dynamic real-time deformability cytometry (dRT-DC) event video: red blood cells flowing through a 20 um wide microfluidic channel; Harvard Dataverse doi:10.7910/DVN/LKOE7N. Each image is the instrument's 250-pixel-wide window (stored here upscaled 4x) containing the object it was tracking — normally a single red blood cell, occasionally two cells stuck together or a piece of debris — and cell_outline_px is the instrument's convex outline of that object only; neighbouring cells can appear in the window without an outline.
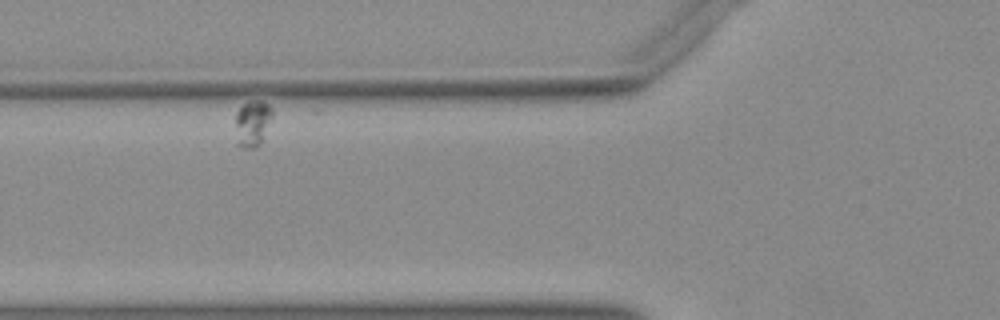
{"species": "Egyptian fruit bat (a non-hibernating species)", "species_latin": "Rousettus aegyptiacus", "temperature_condition": "warm", "stored_images_in_passage": 30, "segment_of_instrument_passage": [1, 2], "camera_frame_rate_fps": 3000, "um_per_image_px": 0.085, "animal": {"sex": "female"}, "frame": {"image": 1, "passage_image": 6, "time_ms": 1.667, "image_size_px": [1000, 320], "cell_outline_px": [[272, 120], [260, 144], [256, 148], [240, 148], [236, 144], [236, 112], [248, 100], [264, 100], [272, 108]], "centroid_in_image_um": [21.47, 10.48], "position_along_channel_um": 104.3, "area_um2": 10.23}}
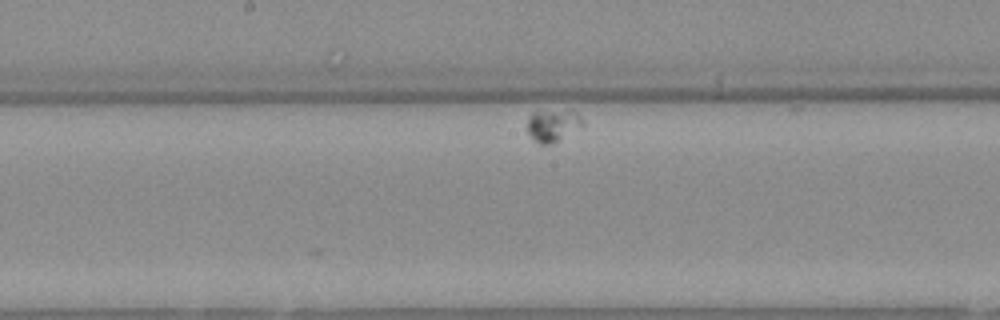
{"frame": {"image": 2, "passage_image": 18, "time_ms": 5.667, "image_size_px": [1000, 320], "cell_outline_px": [[584, 124], [552, 144], [540, 144], [532, 140], [528, 136], [528, 116], [532, 112], [576, 112], [584, 120]], "centroid_in_image_um": [46.94, 10.7], "position_along_channel_um": 201.3, "area_um2": 10.06}}
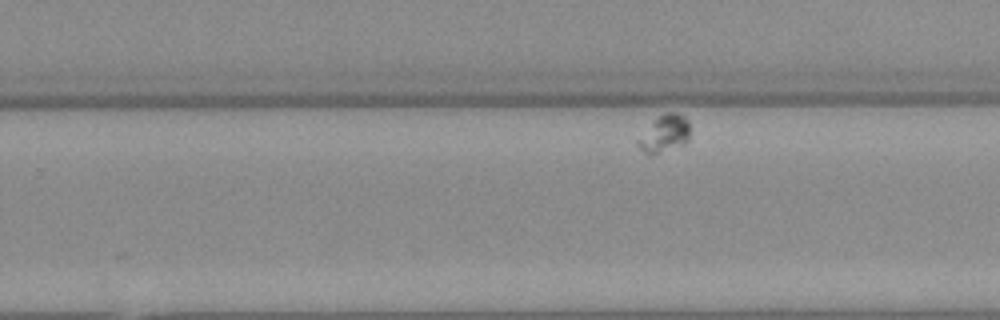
{"frame": {"image": 3, "passage_image": 26, "time_ms": 8.333, "image_size_px": [1000, 320], "cell_outline_px": [[692, 128], [688, 140], [684, 144], [652, 156], [648, 156], [636, 144], [636, 140], [664, 112], [676, 112], [684, 116], [688, 120]], "centroid_in_image_um": [56.53, 11.39], "position_along_channel_um": 273.3, "area_um2": 11.39}}